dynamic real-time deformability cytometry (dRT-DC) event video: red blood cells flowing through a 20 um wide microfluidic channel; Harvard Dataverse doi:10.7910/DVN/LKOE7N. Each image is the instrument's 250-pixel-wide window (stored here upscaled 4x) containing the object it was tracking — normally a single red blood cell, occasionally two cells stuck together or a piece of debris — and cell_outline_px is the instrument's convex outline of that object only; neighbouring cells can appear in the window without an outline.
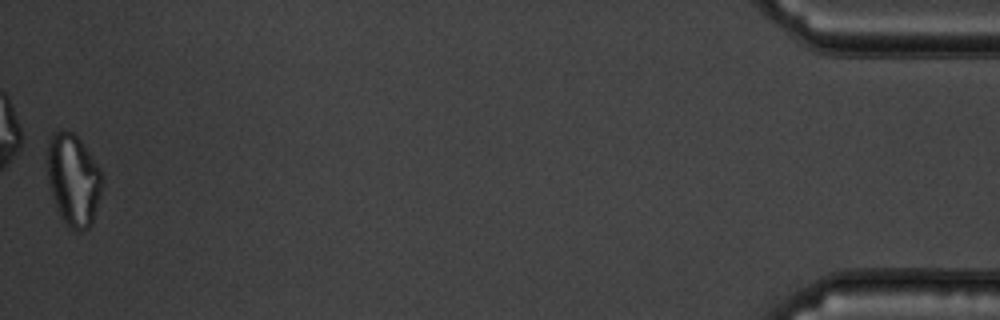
{"species": "common noctule bat (a hibernating species)", "species_latin": "Nyctalus noctula", "temperature_condition": "warm", "stored_images_in_passage": 54, "camera_frame_rate_fps": 3000, "um_per_image_px": 0.085, "animal": {"sex": "male", "body_mass_g": 19.5, "forearm_length_mm": 54.6}, "frame": {"image": 1, "passage_image": 54, "time_ms": 17.667, "image_size_px": [1000, 320], "cell_outline_px": [[104, 180], [92, 224], [88, 228], [80, 232], [76, 232], [68, 228], [56, 208], [48, 184], [48, 140], [52, 132], [72, 132], [84, 144], [100, 168], [104, 176]], "centroid_in_image_um": [6.25, 15.32], "position_along_channel_um": 428.9, "area_um2": 29.59}}